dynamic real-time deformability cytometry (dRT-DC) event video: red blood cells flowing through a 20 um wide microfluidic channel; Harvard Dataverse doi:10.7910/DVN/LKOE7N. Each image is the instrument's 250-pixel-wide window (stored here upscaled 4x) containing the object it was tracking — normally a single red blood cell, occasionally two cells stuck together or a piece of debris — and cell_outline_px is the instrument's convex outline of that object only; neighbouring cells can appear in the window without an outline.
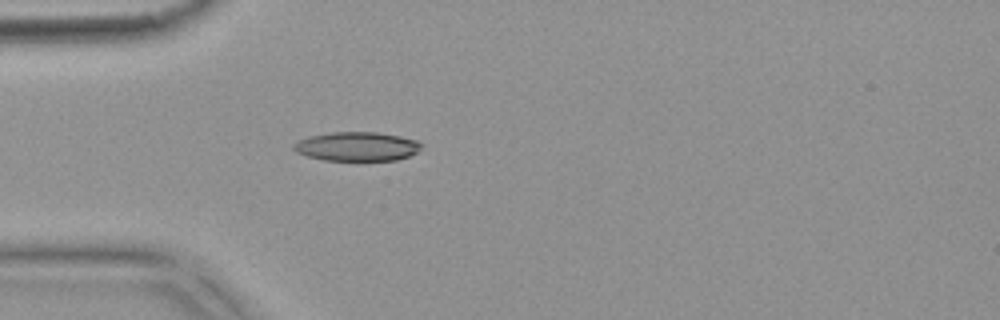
{"species": "common noctule bat (a hibernating species)", "species_latin": "Nyctalus noctula", "temperature_condition": "warm", "stored_images_in_passage": 5, "camera_frame_rate_fps": 3000, "um_per_image_px": 0.085, "animal": {"sex": "female", "body_mass_g": 18.4}, "frame": {"image": 1, "passage_image": 5, "time_ms": 1.333, "image_size_px": [1000, 320], "cell_outline_px": [[424, 144], [416, 152], [408, 156], [396, 160], [324, 160], [308, 156], [296, 152], [292, 148], [292, 144], [308, 136], [332, 132], [376, 132], [400, 136], [416, 140]], "centroid_in_image_um": [30.33, 12.44], "position_along_channel_um": 54.7, "area_um2": 21.56}}